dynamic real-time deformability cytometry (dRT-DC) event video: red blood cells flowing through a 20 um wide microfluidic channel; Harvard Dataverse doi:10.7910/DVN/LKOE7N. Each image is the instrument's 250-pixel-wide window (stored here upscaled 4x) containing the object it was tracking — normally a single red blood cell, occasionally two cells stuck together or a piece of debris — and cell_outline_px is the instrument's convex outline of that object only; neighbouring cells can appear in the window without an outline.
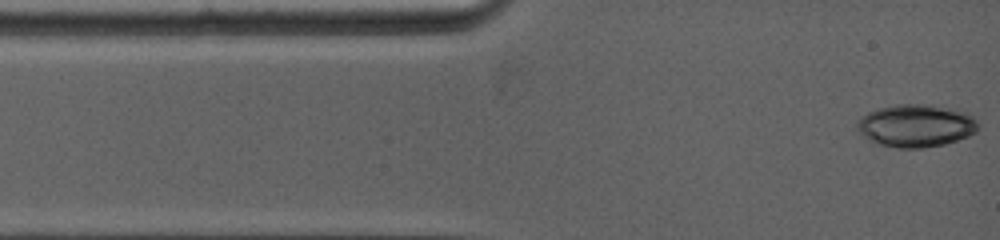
{"species": "common noctule bat (a hibernating species)", "species_latin": "Nyctalus noctula", "temperature_condition": "warm", "stored_images_in_passage": 31, "camera_frame_rate_fps": 5000, "um_per_image_px": 0.085, "animal": {"sex": "female", "body_mass_g": 19.0, "forearm_length_mm": 53.3}, "frame": {"image": 1, "passage_image": 1, "time_ms": 0.0, "image_size_px": [1000, 240], "cell_outline_px": [[976, 132], [968, 136], [944, 144], [920, 148], [900, 148], [880, 144], [872, 140], [860, 132], [856, 128], [856, 124], [868, 112], [880, 108], [896, 104], [924, 104], [948, 108], [968, 112], [976, 120]], "centroid_in_image_um": [77.88, 10.67], "position_along_channel_um": 7.1, "area_um2": 29.54}}
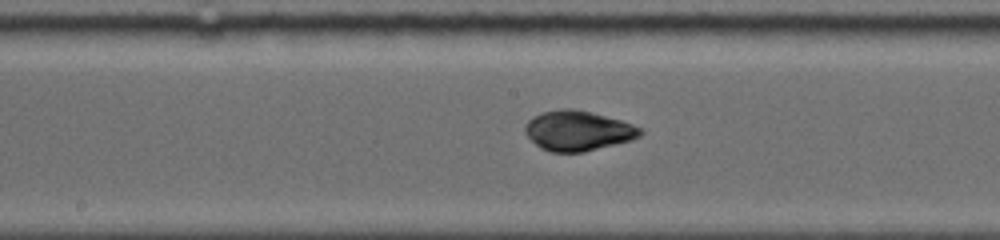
{"frame": {"image": 2, "passage_image": 15, "time_ms": 6.0, "image_size_px": [1000, 240], "cell_outline_px": [[644, 132], [640, 136], [628, 140], [584, 152], [552, 152], [540, 148], [524, 132], [524, 128], [528, 120], [532, 116], [540, 112], [560, 108], [576, 108], [592, 112], [620, 120], [640, 128]], "centroid_in_image_um": [49.07, 11.09], "position_along_channel_um": 199.1, "area_um2": 26.76}}
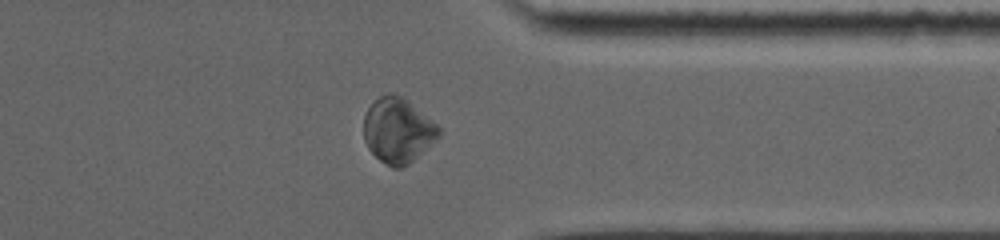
{"frame": {"image": 3, "passage_image": 27, "time_ms": 10.6, "image_size_px": [1000, 240], "cell_outline_px": [[440, 136], [408, 164], [400, 168], [392, 168], [380, 160], [368, 148], [364, 140], [364, 116], [368, 108], [380, 96], [400, 96], [436, 124], [440, 128]], "centroid_in_image_um": [33.79, 11.14], "position_along_channel_um": 377.6, "area_um2": 27.51}, "authors_computed_cell_mechanics": {"area_um2": 26.588, "velocity_mm_per_s": 3.975, "shape_relaxation_time_tau1_ms": 3.7673, "shape_relaxation_time_tau2_ms": 1.3932, "deformation_change_tau1": 0.1395, "deformation_change_tau2": 0.0257}}